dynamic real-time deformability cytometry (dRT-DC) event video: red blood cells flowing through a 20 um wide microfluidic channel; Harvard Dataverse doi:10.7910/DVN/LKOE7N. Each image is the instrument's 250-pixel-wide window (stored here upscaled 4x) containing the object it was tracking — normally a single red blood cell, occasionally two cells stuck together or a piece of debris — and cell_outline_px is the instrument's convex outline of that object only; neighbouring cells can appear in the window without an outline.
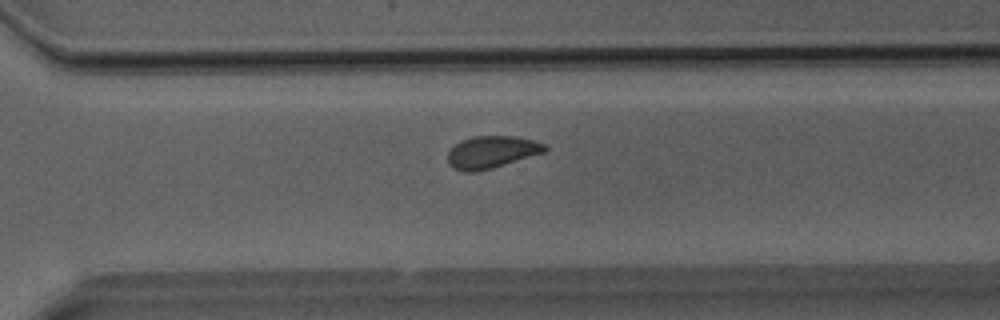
{"species": "Egyptian fruit bat (a non-hibernating species)", "species_latin": "Rousettus aegyptiacus", "temperature_condition": "room temperature", "stored_images_in_passage": 27, "camera_frame_rate_fps": 3000, "um_per_image_px": 0.085, "animal": {"sex": "male"}, "frame": {"image": 1, "passage_image": 16, "time_ms": 5.0, "image_size_px": [1000, 320], "cell_outline_px": [[548, 148], [544, 152], [492, 168], [476, 172], [464, 172], [452, 168], [448, 160], [448, 152], [460, 140], [472, 136], [516, 136], [532, 140], [544, 144]], "centroid_in_image_um": [41.76, 12.92], "position_along_channel_um": 328.8, "area_um2": 18.15}}
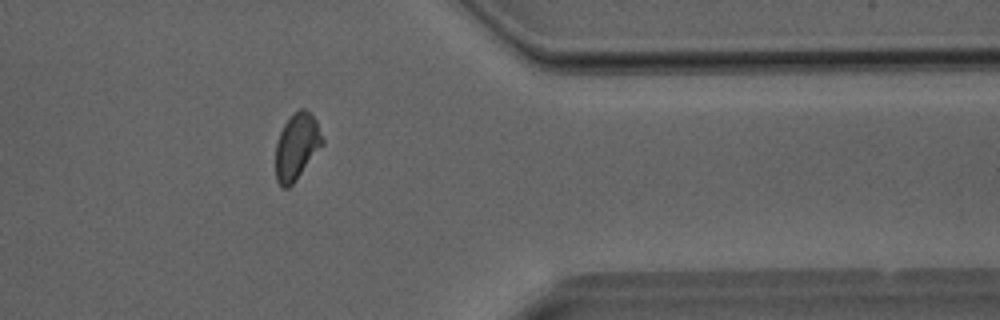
{"frame": {"image": 2, "passage_image": 20, "time_ms": 6.333, "image_size_px": [1000, 320], "cell_outline_px": [[324, 144], [296, 180], [288, 188], [280, 188], [276, 180], [276, 144], [280, 132], [284, 124], [292, 112], [300, 108], [304, 108], [316, 120], [324, 140]], "centroid_in_image_um": [25.22, 12.46], "position_along_channel_um": 386.2, "area_um2": 18.21}}
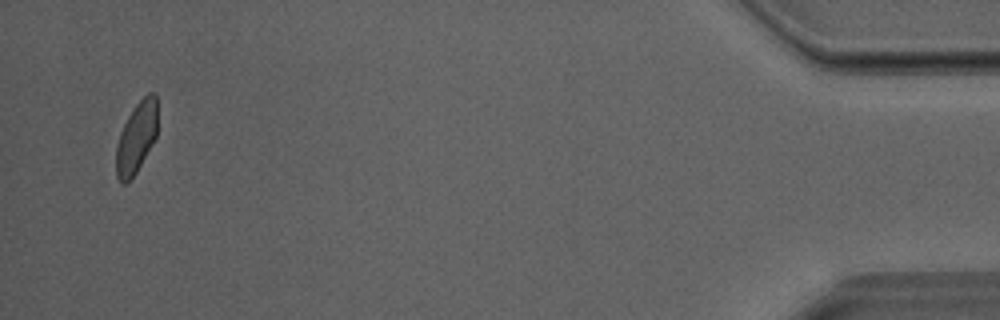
{"frame": {"image": 3, "passage_image": 26, "time_ms": 8.333, "image_size_px": [1000, 320], "cell_outline_px": [[156, 136], [152, 144], [136, 172], [124, 184], [120, 184], [116, 176], [116, 144], [120, 132], [128, 116], [136, 104], [148, 92], [156, 92]], "centroid_in_image_um": [11.57, 11.69], "position_along_channel_um": 423.6, "area_um2": 16.94}}